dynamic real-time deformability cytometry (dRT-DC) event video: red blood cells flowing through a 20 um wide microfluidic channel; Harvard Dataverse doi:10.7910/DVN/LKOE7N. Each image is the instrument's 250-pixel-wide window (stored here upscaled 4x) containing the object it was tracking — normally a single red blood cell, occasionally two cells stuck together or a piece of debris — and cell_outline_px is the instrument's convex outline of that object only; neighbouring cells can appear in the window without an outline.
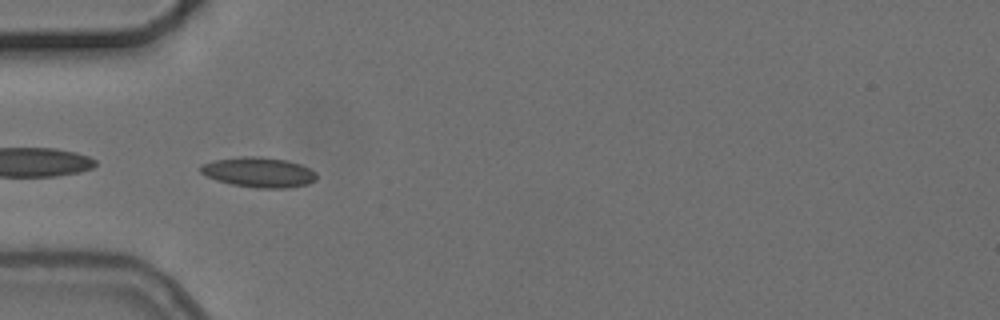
{"species": "common noctule bat (a hibernating species)", "species_latin": "Nyctalus noctula", "temperature_condition": "cold", "stored_images_in_passage": 6, "camera_frame_rate_fps": 3000, "um_per_image_px": 0.085, "animal": {"sex": "female", "body_mass_g": 24.6, "forearm_length_mm": 56.2}, "frame": {"image": 1, "passage_image": 4, "time_ms": 4.333, "image_size_px": [1000, 320], "cell_outline_px": [[316, 180], [308, 184], [284, 188], [260, 188], [232, 184], [216, 180], [200, 172], [200, 164], [216, 160], [240, 156], [260, 156], [288, 160], [300, 164], [316, 172]], "centroid_in_image_um": [22.0, 14.63], "position_along_channel_um": 63.0, "area_um2": 20.29}}
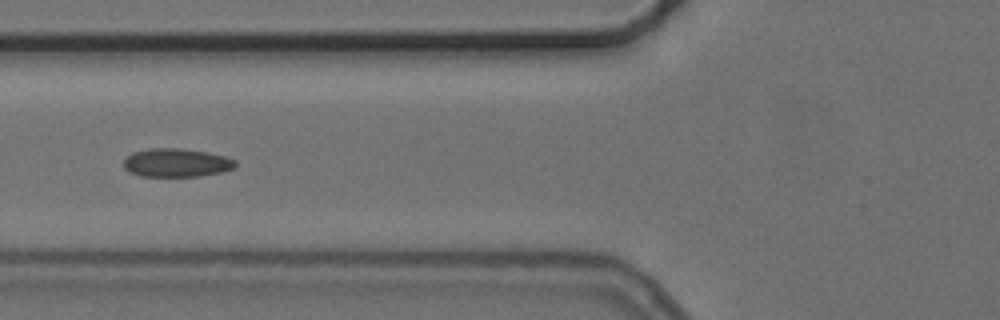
{"frame": {"image": 2, "passage_image": 5, "time_ms": 5.667, "image_size_px": [1000, 320], "cell_outline_px": [[236, 164], [232, 168], [224, 172], [200, 176], [140, 176], [128, 172], [124, 168], [124, 160], [132, 152], [148, 148], [180, 148], [208, 152], [224, 156], [236, 160]], "centroid_in_image_um": [14.98, 13.83], "position_along_channel_um": 110.8, "area_um2": 18.67}}
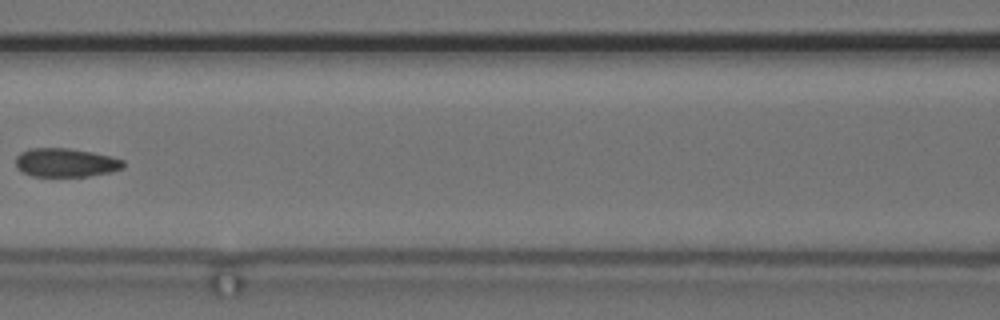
{"frame": {"image": 3, "passage_image": 6, "time_ms": 7.0, "image_size_px": [1000, 320], "cell_outline_px": [[124, 168], [112, 172], [88, 176], [32, 176], [20, 172], [16, 168], [16, 156], [20, 152], [28, 148], [68, 148], [92, 152], [112, 156], [124, 160]], "centroid_in_image_um": [5.57, 13.82], "position_along_channel_um": 161.0, "area_um2": 18.26}}